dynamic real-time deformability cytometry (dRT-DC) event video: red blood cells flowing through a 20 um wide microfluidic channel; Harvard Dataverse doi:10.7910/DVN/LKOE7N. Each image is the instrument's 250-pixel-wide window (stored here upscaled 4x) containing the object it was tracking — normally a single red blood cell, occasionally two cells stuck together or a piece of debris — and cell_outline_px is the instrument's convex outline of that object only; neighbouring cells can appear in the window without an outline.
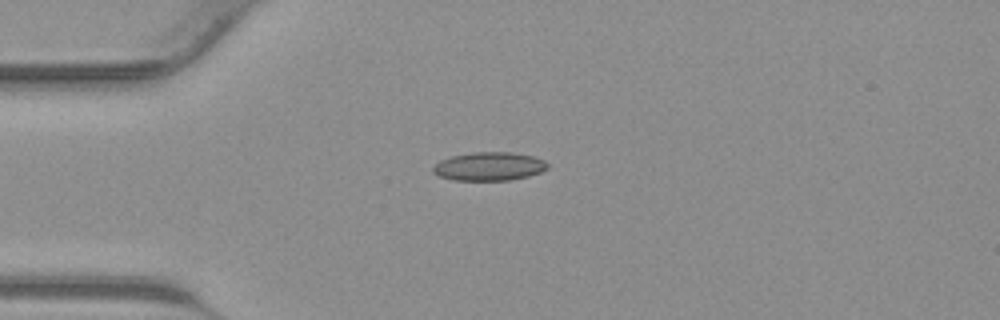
{"species": "common noctule bat (a hibernating species)", "species_latin": "Nyctalus noctula", "temperature_condition": "warm", "stored_images_in_passage": 32, "camera_frame_rate_fps": 3000, "um_per_image_px": 0.085, "animal": {"sex": "male", "body_mass_g": 23.1, "forearm_length_mm": 52.7}, "frame": {"image": 1, "passage_image": 1, "time_ms": 0.0, "image_size_px": [1000, 320], "cell_outline_px": [[548, 168], [540, 172], [528, 176], [508, 180], [452, 180], [440, 176], [432, 172], [432, 168], [440, 160], [452, 156], [472, 152], [512, 152], [532, 156], [544, 160], [548, 164]], "centroid_in_image_um": [41.57, 14.14], "position_along_channel_um": 43.4, "area_um2": 18.96}}
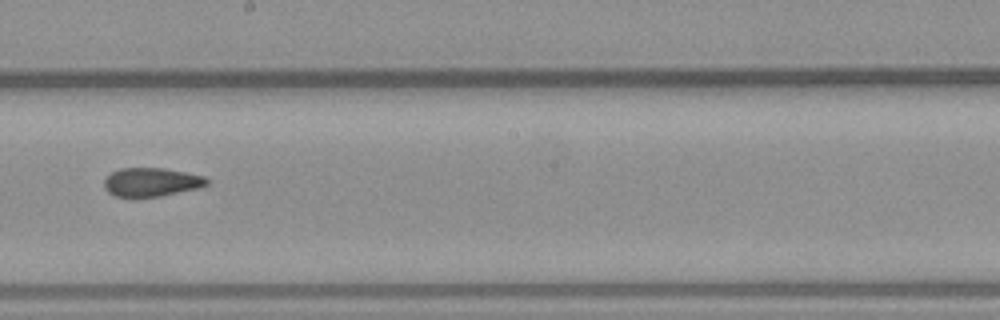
{"frame": {"image": 2, "passage_image": 14, "time_ms": 4.333, "image_size_px": [1000, 320], "cell_outline_px": [[208, 184], [200, 188], [160, 196], [116, 196], [108, 192], [104, 188], [104, 180], [112, 172], [120, 168], [164, 168], [204, 176], [208, 180]], "centroid_in_image_um": [12.88, 15.47], "position_along_channel_um": 235.3, "area_um2": 16.99}}
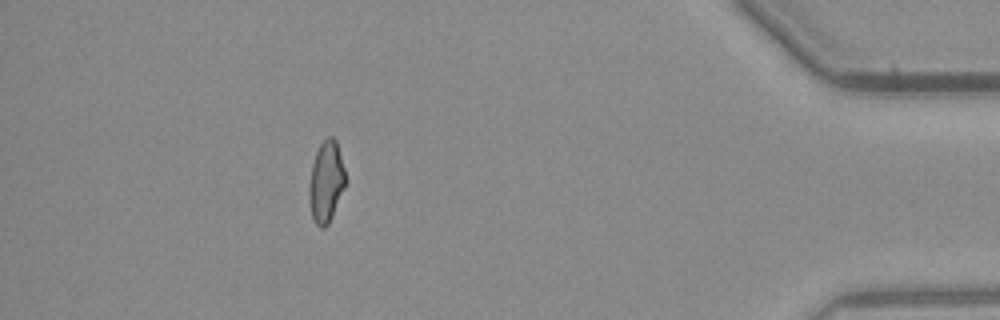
{"frame": {"image": 3, "passage_image": 28, "time_ms": 9.0, "image_size_px": [1000, 320], "cell_outline_px": [[344, 188], [332, 216], [328, 224], [324, 228], [320, 228], [316, 224], [312, 216], [308, 196], [308, 188], [312, 164], [316, 152], [320, 144], [328, 136], [332, 136], [336, 140], [344, 168]], "centroid_in_image_um": [27.7, 15.45], "position_along_channel_um": 407.5, "area_um2": 16.99}}